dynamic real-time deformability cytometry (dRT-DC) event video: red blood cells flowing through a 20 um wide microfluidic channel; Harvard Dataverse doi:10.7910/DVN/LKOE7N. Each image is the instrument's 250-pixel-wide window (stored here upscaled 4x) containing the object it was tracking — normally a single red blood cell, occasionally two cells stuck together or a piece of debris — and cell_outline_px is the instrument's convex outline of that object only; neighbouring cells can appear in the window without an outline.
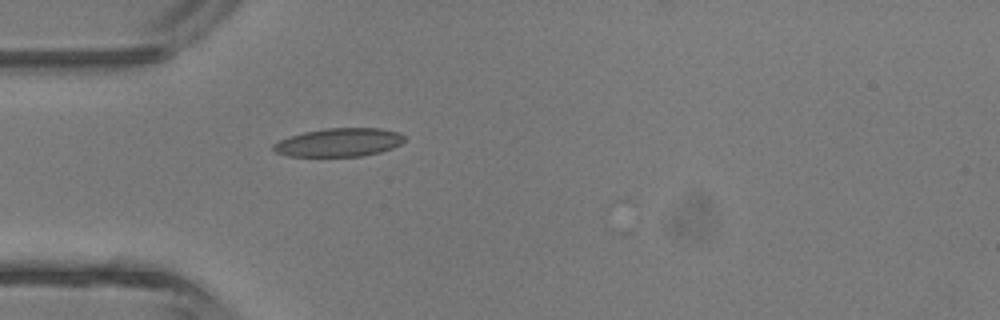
{"species": "common noctule bat (a hibernating species)", "species_latin": "Nyctalus noctula", "temperature_condition": "room temperature", "stored_images_in_passage": 1, "camera_frame_rate_fps": 3000, "um_per_image_px": 0.085, "animal": {"sex": "male", "body_mass_g": 13.3}, "frame": {"image": 1, "passage_image": 1, "time_ms": 0.0, "image_size_px": [1000, 320], "cell_outline_px": [[404, 140], [400, 144], [392, 148], [380, 152], [360, 156], [288, 156], [276, 152], [272, 148], [272, 144], [280, 140], [304, 132], [328, 128], [380, 128], [400, 132], [404, 136]], "centroid_in_image_um": [28.83, 12.1], "position_along_channel_um": 56.2, "area_um2": 21.56}}